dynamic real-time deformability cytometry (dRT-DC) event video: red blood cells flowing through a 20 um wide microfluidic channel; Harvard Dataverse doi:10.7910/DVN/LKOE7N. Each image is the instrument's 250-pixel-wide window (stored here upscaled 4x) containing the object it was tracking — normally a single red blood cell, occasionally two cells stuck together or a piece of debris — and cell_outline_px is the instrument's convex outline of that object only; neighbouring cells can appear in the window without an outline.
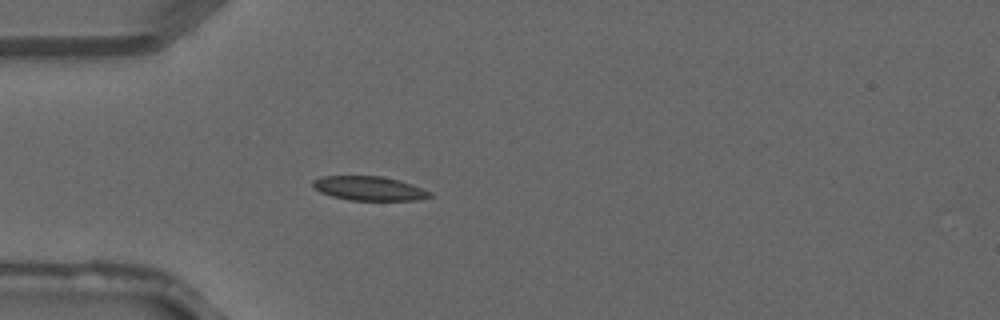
{"species": "common noctule bat (a hibernating species)", "species_latin": "Nyctalus noctula", "temperature_condition": "warm", "stored_images_in_passage": 41, "camera_frame_rate_fps": 3000, "um_per_image_px": 0.085, "animal": {"sex": "male", "forearm_length_mm": 52.5}, "frame": {"image": 1, "passage_image": 12, "time_ms": 3.667, "image_size_px": [1000, 320], "cell_outline_px": [[432, 196], [416, 200], [348, 200], [332, 196], [320, 192], [312, 184], [312, 180], [320, 176], [380, 176], [400, 180], [412, 184], [432, 192]], "centroid_in_image_um": [31.38, 16.01], "position_along_channel_um": 53.6, "area_um2": 16.47}}
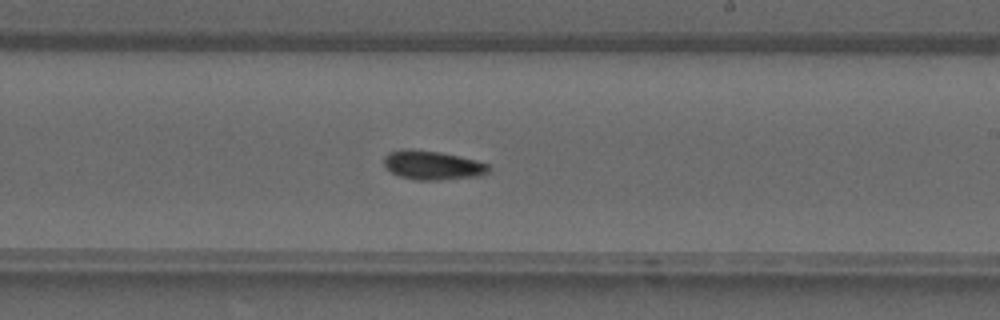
{"frame": {"image": 2, "passage_image": 24, "time_ms": 7.667, "image_size_px": [1000, 320], "cell_outline_px": [[488, 172], [480, 176], [436, 180], [416, 180], [400, 176], [392, 172], [384, 164], [384, 156], [388, 152], [400, 148], [412, 148], [440, 152], [476, 160], [488, 164]], "centroid_in_image_um": [36.72, 14.02], "position_along_channel_um": 252.3, "area_um2": 17.74}}
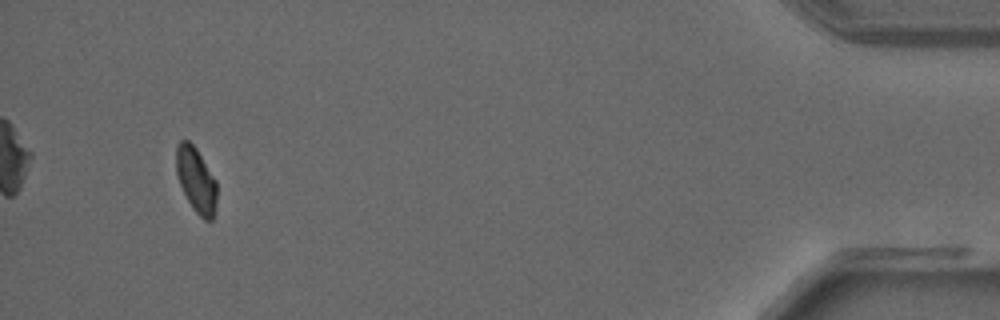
{"frame": {"image": 3, "passage_image": 38, "time_ms": 12.333, "image_size_px": [1000, 320], "cell_outline_px": [[216, 204], [212, 220], [204, 220], [192, 208], [180, 184], [176, 172], [176, 144], [180, 140], [188, 140], [196, 148], [216, 180]], "centroid_in_image_um": [16.66, 15.28], "position_along_channel_um": 418.5, "area_um2": 15.32}}